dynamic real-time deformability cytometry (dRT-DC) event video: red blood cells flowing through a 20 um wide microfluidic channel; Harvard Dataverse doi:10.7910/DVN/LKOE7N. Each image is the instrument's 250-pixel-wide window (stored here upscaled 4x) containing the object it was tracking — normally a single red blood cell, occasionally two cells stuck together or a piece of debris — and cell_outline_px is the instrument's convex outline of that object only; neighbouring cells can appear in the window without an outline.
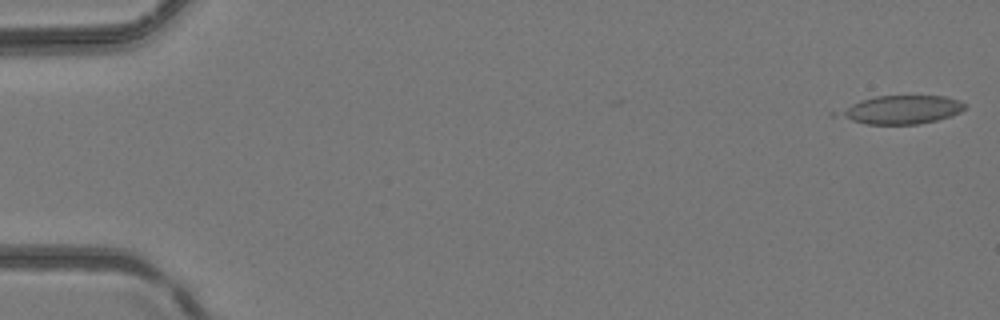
{"species": "common noctule bat (a hibernating species)", "species_latin": "Nyctalus noctula", "temperature_condition": "room temperature", "stored_images_in_passage": 5, "camera_frame_rate_fps": 3000, "um_per_image_px": 0.085, "animal": {"sex": "female", "body_mass_g": 24.6, "forearm_length_mm": 56.2}, "frame": {"image": 1, "passage_image": 1, "time_ms": 0.0, "image_size_px": [1000, 320], "cell_outline_px": [[968, 104], [960, 112], [952, 116], [936, 120], [916, 124], [868, 124], [852, 120], [844, 116], [840, 112], [852, 104], [860, 100], [876, 96], [944, 96], [960, 100]], "centroid_in_image_um": [76.76, 9.31], "position_along_channel_um": 8.2, "area_um2": 20.35}}
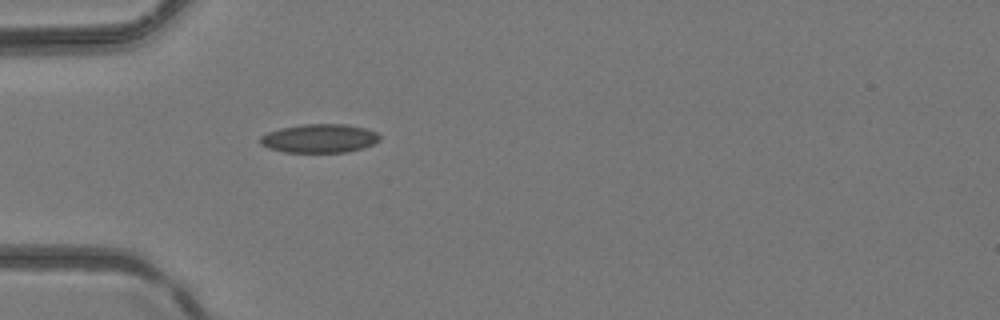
{"frame": {"image": 2, "passage_image": 5, "time_ms": 1.333, "image_size_px": [1000, 320], "cell_outline_px": [[380, 140], [364, 148], [344, 152], [284, 152], [268, 148], [260, 144], [260, 136], [268, 132], [280, 128], [304, 124], [344, 124], [364, 128], [376, 132], [380, 136]], "centroid_in_image_um": [27.13, 11.76], "position_along_channel_um": 57.9, "area_um2": 19.94}}